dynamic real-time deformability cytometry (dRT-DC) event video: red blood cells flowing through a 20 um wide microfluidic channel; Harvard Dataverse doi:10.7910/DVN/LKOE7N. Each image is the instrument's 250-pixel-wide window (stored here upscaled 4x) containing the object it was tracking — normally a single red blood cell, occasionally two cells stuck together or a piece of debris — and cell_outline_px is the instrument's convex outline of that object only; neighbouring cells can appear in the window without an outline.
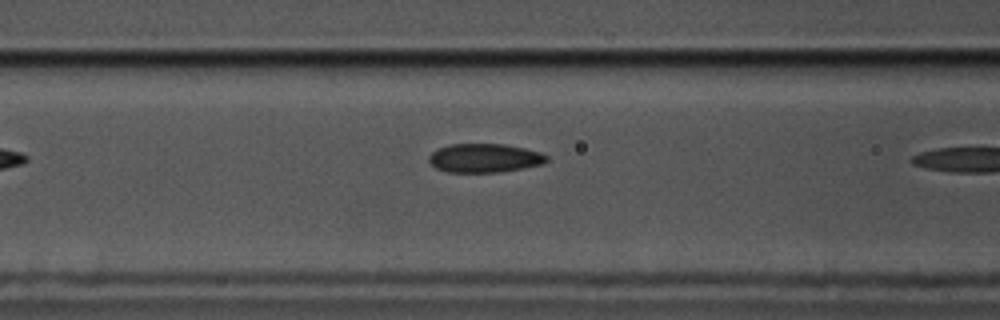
{"species": "common noctule bat (a hibernating species)", "species_latin": "Nyctalus noctula", "temperature_condition": "cold", "stored_images_in_passage": 7, "camera_frame_rate_fps": 3000, "um_per_image_px": 0.085, "animal": {"sex": "male", "body_mass_g": 17.5, "forearm_length_mm": 52.3}, "frame": {"image": 1, "passage_image": 6, "time_ms": 1.667, "image_size_px": [1000, 320], "cell_outline_px": [[548, 160], [544, 164], [500, 172], [448, 172], [436, 168], [428, 160], [428, 156], [432, 152], [448, 144], [504, 144], [524, 148], [540, 152], [548, 156]], "centroid_in_image_um": [41.19, 13.43], "position_along_channel_um": 125.4, "area_um2": 19.77}}